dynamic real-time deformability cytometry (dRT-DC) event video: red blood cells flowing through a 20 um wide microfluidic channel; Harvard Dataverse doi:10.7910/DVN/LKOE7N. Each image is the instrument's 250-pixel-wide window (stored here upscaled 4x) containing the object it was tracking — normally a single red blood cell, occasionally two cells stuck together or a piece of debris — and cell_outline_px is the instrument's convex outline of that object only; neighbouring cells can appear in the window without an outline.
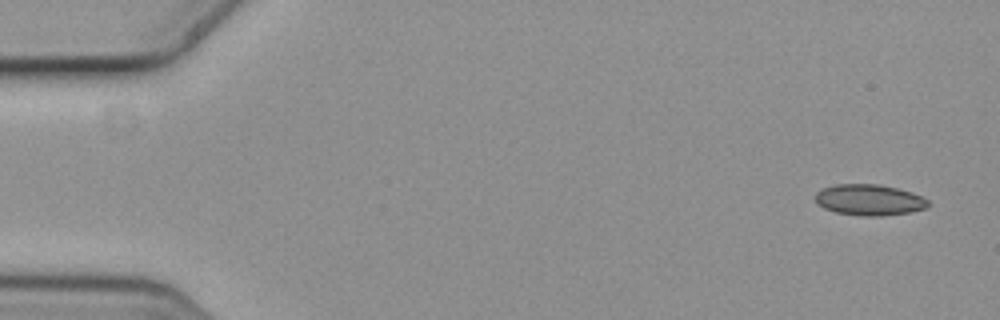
{"species": "common noctule bat (a hibernating species)", "species_latin": "Nyctalus noctula", "temperature_condition": "cold", "stored_images_in_passage": 6, "camera_frame_rate_fps": 3000, "um_per_image_px": 0.085, "animal": {"sex": "female", "body_mass_g": 19.3, "forearm_length_mm": 54.1}, "frame": {"image": 1, "passage_image": 1, "time_ms": 0.0, "image_size_px": [1000, 320], "cell_outline_px": [[928, 208], [912, 212], [880, 216], [860, 216], [836, 212], [824, 208], [816, 204], [816, 192], [824, 188], [836, 184], [876, 184], [896, 188], [912, 192], [928, 200]], "centroid_in_image_um": [73.89, 17.0], "position_along_channel_um": 11.1, "area_um2": 20.4}}